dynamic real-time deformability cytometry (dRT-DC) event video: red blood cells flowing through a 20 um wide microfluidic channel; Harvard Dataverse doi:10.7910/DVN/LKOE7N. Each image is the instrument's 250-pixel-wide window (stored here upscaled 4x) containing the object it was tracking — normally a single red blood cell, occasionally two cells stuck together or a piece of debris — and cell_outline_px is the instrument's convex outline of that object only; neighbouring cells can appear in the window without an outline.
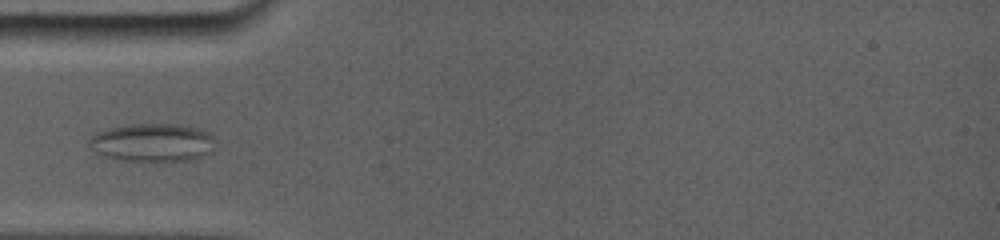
{"species": "common noctule bat (a hibernating species)", "species_latin": "Nyctalus noctula", "temperature_condition": "room temperature", "stored_images_in_passage": 23, "camera_frame_rate_fps": 5000, "um_per_image_px": 0.085, "animal": {"sex": "female", "body_mass_g": 19.0, "forearm_length_mm": 56.7}, "frame": {"image": 1, "passage_image": 9, "time_ms": 4.4, "image_size_px": [1000, 240], "cell_outline_px": [[212, 152], [188, 160], [124, 160], [104, 156], [96, 152], [92, 140], [96, 136], [104, 132], [116, 128], [144, 124], [164, 124], [188, 128], [200, 132], [208, 136]], "centroid_in_image_um": [12.95, 12.16], "position_along_channel_um": 72.1, "area_um2": 25.55}}
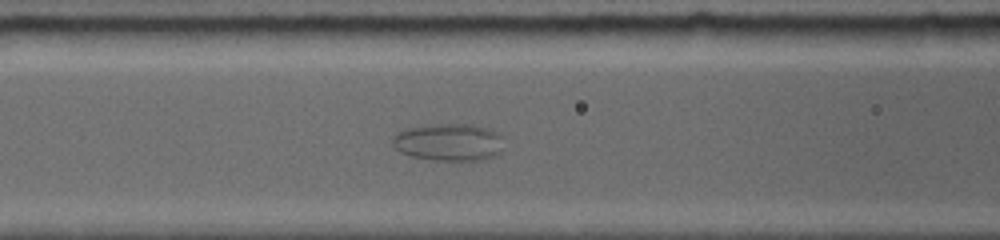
{"frame": {"image": 2, "passage_image": 11, "time_ms": 6.0, "image_size_px": [1000, 240], "cell_outline_px": [[496, 152], [492, 156], [484, 160], [436, 160], [412, 156], [400, 152], [396, 148], [392, 140], [400, 132], [412, 128], [480, 128], [492, 132], [496, 136]], "centroid_in_image_um": [38.0, 12.2], "position_along_channel_um": 128.6, "area_um2": 21.15}}
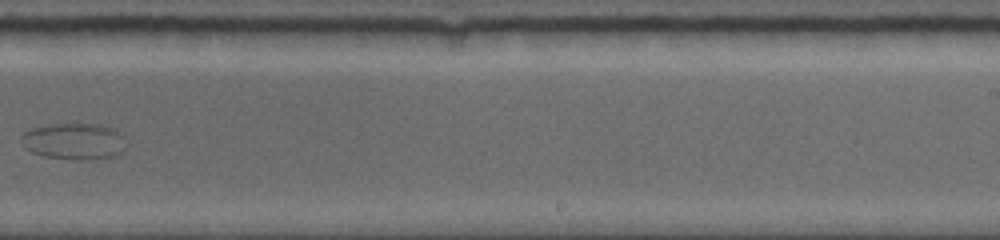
{"frame": {"image": 3, "passage_image": 16, "time_ms": 10.4, "image_size_px": [1000, 240], "cell_outline_px": [[124, 152], [120, 156], [96, 160], [72, 160], [44, 156], [32, 152], [24, 148], [20, 140], [20, 136], [24, 132], [32, 128], [48, 124], [76, 120], [100, 124], [112, 128], [120, 136], [124, 148]], "centroid_in_image_um": [6.26, 11.99], "position_along_channel_um": 282.7, "area_um2": 23.29}}